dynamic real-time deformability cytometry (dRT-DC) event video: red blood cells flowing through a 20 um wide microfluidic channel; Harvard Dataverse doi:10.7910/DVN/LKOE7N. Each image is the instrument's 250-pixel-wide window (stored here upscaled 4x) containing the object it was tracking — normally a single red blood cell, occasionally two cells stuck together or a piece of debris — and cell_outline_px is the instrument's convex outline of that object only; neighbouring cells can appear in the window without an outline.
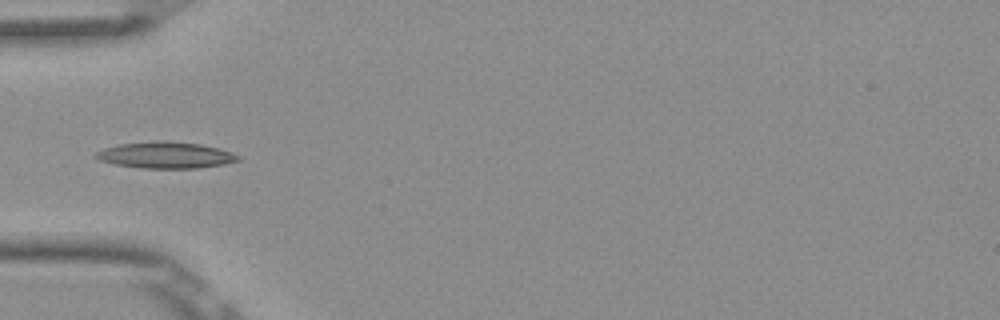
{"species": "Egyptian fruit bat (a non-hibernating species)", "species_latin": "Rousettus aegyptiacus", "temperature_condition": "room temperature", "stored_images_in_passage": 6, "camera_frame_rate_fps": 3000, "um_per_image_px": 0.085, "frame": {"image": 1, "passage_image": 6, "time_ms": 1.667, "image_size_px": [1000, 320], "cell_outline_px": [[240, 160], [224, 164], [196, 168], [140, 168], [116, 164], [100, 160], [92, 156], [92, 152], [104, 148], [120, 144], [160, 140], [164, 140], [200, 144], [220, 148], [232, 152], [240, 156]], "centroid_in_image_um": [14.06, 13.18], "position_along_channel_um": 70.9, "area_um2": 22.02}}